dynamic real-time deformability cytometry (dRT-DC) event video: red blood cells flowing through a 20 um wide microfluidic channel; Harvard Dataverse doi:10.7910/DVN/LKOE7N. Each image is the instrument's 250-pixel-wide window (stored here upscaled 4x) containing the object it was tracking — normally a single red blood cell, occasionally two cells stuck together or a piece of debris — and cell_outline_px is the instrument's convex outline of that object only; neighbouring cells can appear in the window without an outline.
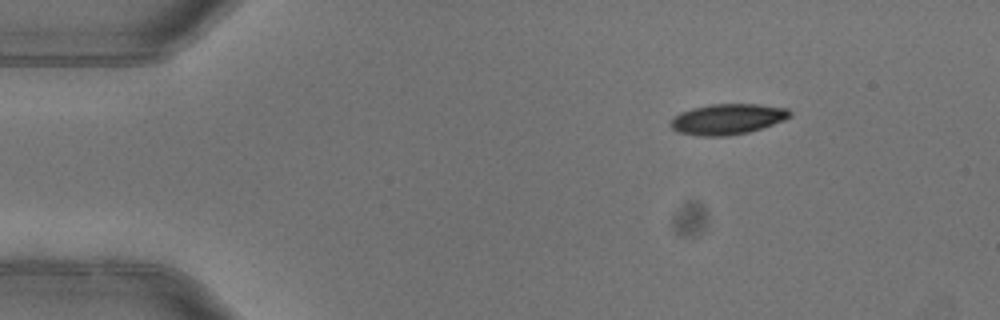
{"species": "common noctule bat (a hibernating species)", "species_latin": "Nyctalus noctula", "temperature_condition": "warm", "stored_images_in_passage": 2, "camera_frame_rate_fps": 3000, "um_per_image_px": 0.085, "animal": {"sex": "female"}, "frame": {"image": 1, "passage_image": 1, "time_ms": 0.0, "image_size_px": [1000, 320], "cell_outline_px": [[792, 116], [784, 120], [748, 132], [728, 136], [700, 136], [680, 132], [672, 128], [668, 124], [680, 112], [692, 108], [712, 104], [760, 104], [788, 108], [792, 112]], "centroid_in_image_um": [61.86, 10.12], "position_along_channel_um": 23.1, "area_um2": 21.21}}